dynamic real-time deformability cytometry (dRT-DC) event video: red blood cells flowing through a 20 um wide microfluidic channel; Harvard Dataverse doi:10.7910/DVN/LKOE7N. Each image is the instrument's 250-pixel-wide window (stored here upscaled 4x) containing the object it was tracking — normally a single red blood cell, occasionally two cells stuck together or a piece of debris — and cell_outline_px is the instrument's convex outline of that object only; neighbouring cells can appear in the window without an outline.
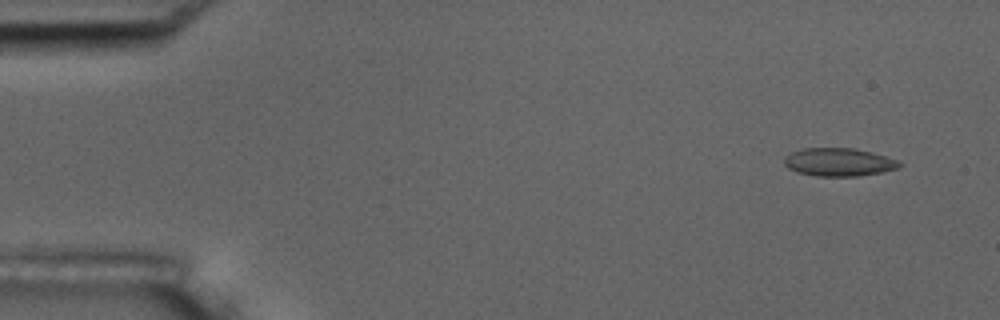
{"species": "common noctule bat (a hibernating species)", "species_latin": "Nyctalus noctula", "temperature_condition": "room temperature", "stored_images_in_passage": 6, "camera_frame_rate_fps": 3000, "um_per_image_px": 0.085, "animal": {"sex": "male", "body_mass_g": 17.5, "forearm_length_mm": 52.3}, "frame": {"image": 1, "passage_image": 1, "time_ms": 0.0, "image_size_px": [1000, 320], "cell_outline_px": [[904, 164], [900, 168], [860, 176], [816, 176], [796, 172], [788, 168], [784, 164], [784, 160], [792, 152], [804, 148], [856, 148], [872, 152], [896, 160]], "centroid_in_image_um": [71.32, 13.78], "position_along_channel_um": 13.7, "area_um2": 18.84}}
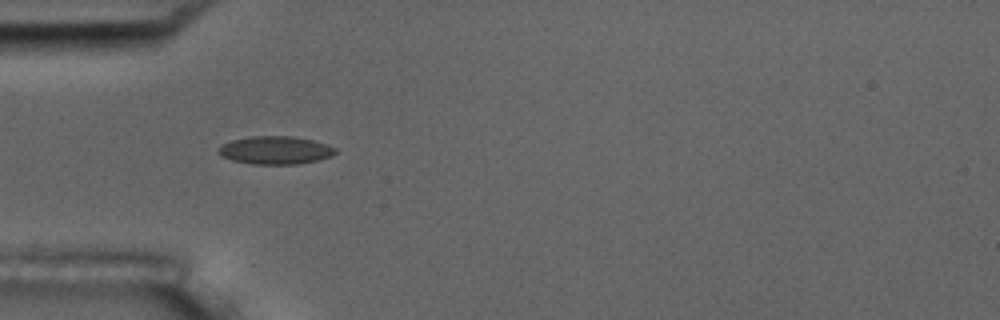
{"frame": {"image": 2, "passage_image": 5, "time_ms": 4.333, "image_size_px": [1000, 320], "cell_outline_px": [[336, 152], [332, 156], [316, 160], [296, 164], [252, 164], [232, 160], [220, 156], [216, 152], [220, 144], [232, 140], [252, 136], [292, 136], [312, 140], [328, 144], [336, 148]], "centroid_in_image_um": [23.37, 12.76], "position_along_channel_um": 61.6, "area_um2": 19.19}}